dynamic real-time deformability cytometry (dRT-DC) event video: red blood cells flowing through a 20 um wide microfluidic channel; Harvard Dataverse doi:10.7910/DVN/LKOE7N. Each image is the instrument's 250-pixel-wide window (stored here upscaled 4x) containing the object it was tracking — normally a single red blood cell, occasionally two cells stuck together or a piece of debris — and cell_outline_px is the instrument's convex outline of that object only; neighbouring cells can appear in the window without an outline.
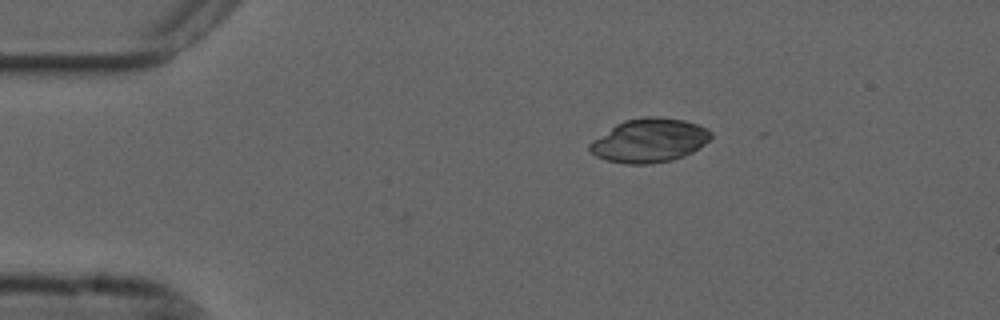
{"species": "common noctule bat (a hibernating species)", "species_latin": "Nyctalus noctula", "temperature_condition": "cold", "stored_images_in_passage": 47, "camera_frame_rate_fps": 3000, "um_per_image_px": 0.085, "animal": {"sex": "male", "forearm_length_mm": 52.5}, "frame": {"image": 1, "passage_image": 1, "time_ms": 0.0, "image_size_px": [1000, 320], "cell_outline_px": [[712, 136], [704, 144], [692, 152], [684, 156], [672, 160], [648, 164], [624, 164], [604, 160], [596, 156], [588, 148], [588, 144], [592, 140], [616, 124], [624, 120], [644, 116], [660, 116], [684, 120], [696, 124], [712, 132]], "centroid_in_image_um": [55.16, 11.94], "position_along_channel_um": 29.8, "area_um2": 31.04}}
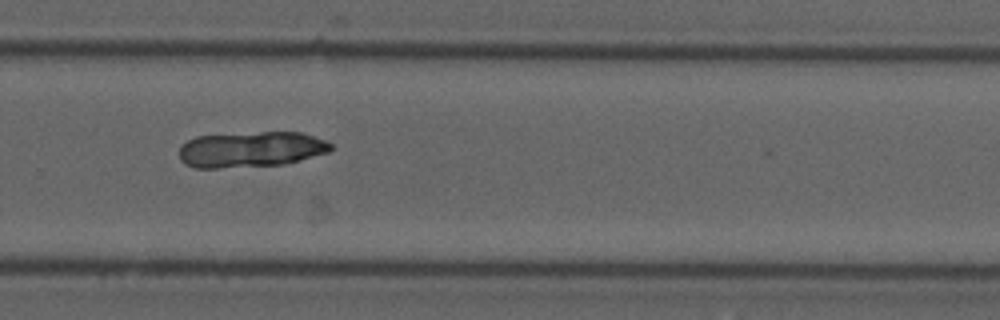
{"frame": {"image": 2, "passage_image": 28, "time_ms": 9.0, "image_size_px": [1000, 320], "cell_outline_px": [[332, 148], [328, 152], [300, 160], [284, 164], [216, 168], [196, 168], [184, 164], [180, 160], [180, 144], [196, 136], [260, 132], [304, 132], [324, 140], [332, 144]], "centroid_in_image_um": [21.31, 12.69], "position_along_channel_um": 308.5, "area_um2": 31.56}}
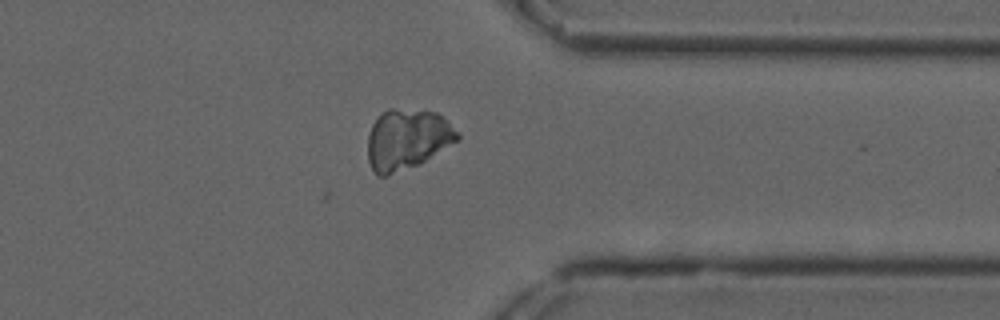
{"frame": {"image": 3, "passage_image": 34, "time_ms": 11.0, "image_size_px": [1000, 320], "cell_outline_px": [[460, 140], [420, 164], [388, 176], [376, 176], [368, 160], [368, 136], [372, 124], [388, 108], [392, 108], [436, 112], [460, 136]], "centroid_in_image_um": [34.59, 11.88], "position_along_channel_um": 376.8, "area_um2": 31.44}}